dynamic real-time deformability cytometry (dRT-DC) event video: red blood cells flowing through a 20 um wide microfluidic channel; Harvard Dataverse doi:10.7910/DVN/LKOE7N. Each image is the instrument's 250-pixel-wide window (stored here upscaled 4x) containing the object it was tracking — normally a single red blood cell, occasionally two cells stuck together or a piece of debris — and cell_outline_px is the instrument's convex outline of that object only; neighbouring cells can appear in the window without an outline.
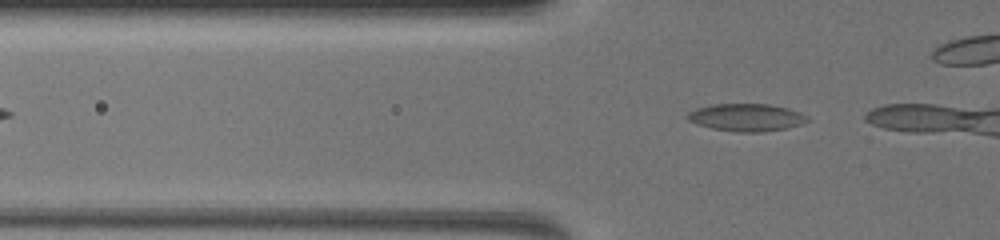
{"species": "common noctule bat (a hibernating species)", "species_latin": "Nyctalus noctula", "temperature_condition": "warm", "stored_images_in_passage": 13, "camera_frame_rate_fps": 3000, "um_per_image_px": 0.085, "animal": {"sex": "female", "body_mass_g": 19.5, "forearm_length_mm": 54.1}, "frame": {"image": 1, "passage_image": 6, "time_ms": 1.0, "image_size_px": [1000, 240], "cell_outline_px": [[808, 120], [800, 124], [788, 128], [760, 132], [740, 132], [712, 128], [696, 124], [688, 120], [684, 116], [688, 112], [696, 108], [712, 104], [768, 104], [800, 112], [808, 116]], "centroid_in_image_um": [63.39, 9.98], "position_along_channel_um": 62.4, "area_um2": 19.13}}